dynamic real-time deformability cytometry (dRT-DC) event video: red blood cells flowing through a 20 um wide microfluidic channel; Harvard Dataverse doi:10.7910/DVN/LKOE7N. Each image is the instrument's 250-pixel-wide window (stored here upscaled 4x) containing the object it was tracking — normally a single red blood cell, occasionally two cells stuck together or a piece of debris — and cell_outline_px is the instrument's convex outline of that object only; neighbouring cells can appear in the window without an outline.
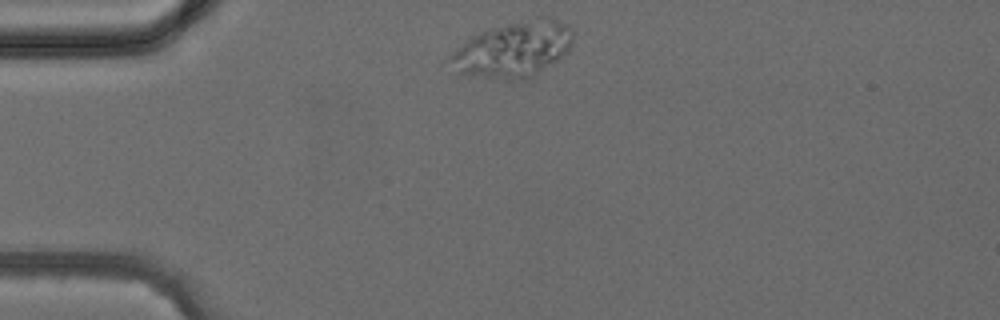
{"species": "common noctule bat (a hibernating species)", "species_latin": "Nyctalus noctula", "temperature_condition": "cold", "stored_images_in_passage": 11, "camera_frame_rate_fps": 3000, "um_per_image_px": 0.085, "animal": {"sex": "female", "body_mass_g": 24.6, "forearm_length_mm": 56.2}, "frame": {"image": 1, "passage_image": 1, "time_ms": 0.0, "image_size_px": [1000, 320], "cell_outline_px": [[572, 44], [568, 52], [560, 60], [536, 76], [520, 84], [460, 76], [456, 72], [448, 60], [456, 48], [460, 44], [472, 36], [480, 32], [508, 24], [548, 16], [552, 16], [564, 24], [572, 32]], "centroid_in_image_um": [43.62, 4.32], "position_along_channel_um": 41.4, "area_um2": 41.15}}
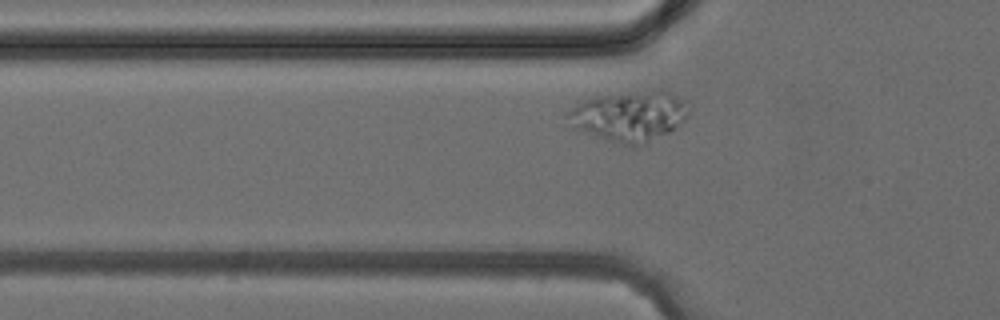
{"frame": {"image": 2, "passage_image": 5, "time_ms": 1.333, "image_size_px": [1000, 320], "cell_outline_px": [[688, 116], [684, 120], [668, 132], [644, 144], [624, 144], [608, 140], [572, 128], [564, 116], [576, 104], [584, 100], [596, 96], [660, 92], [668, 92], [684, 100], [688, 112]], "centroid_in_image_um": [53.43, 9.9], "position_along_channel_um": 72.4, "area_um2": 34.16}}
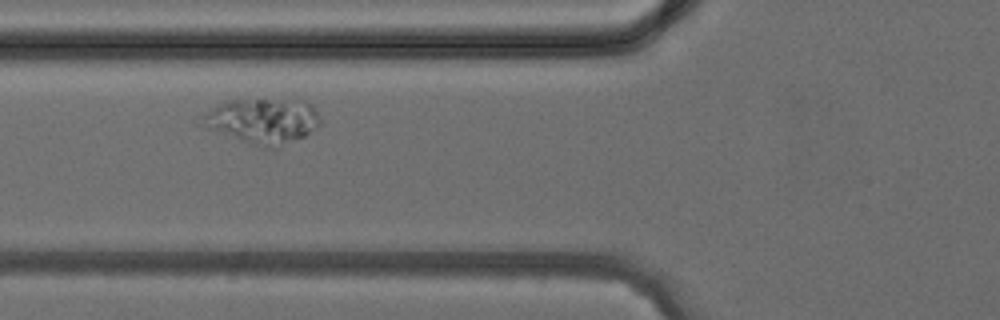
{"frame": {"image": 3, "passage_image": 7, "time_ms": 2.0, "image_size_px": [1000, 320], "cell_outline_px": [[320, 124], [304, 136], [272, 148], [264, 148], [204, 128], [204, 116], [212, 108], [220, 104], [232, 100], [308, 100], [312, 104], [320, 120]], "centroid_in_image_um": [22.37, 10.27], "position_along_channel_um": 103.4, "area_um2": 30.46}}